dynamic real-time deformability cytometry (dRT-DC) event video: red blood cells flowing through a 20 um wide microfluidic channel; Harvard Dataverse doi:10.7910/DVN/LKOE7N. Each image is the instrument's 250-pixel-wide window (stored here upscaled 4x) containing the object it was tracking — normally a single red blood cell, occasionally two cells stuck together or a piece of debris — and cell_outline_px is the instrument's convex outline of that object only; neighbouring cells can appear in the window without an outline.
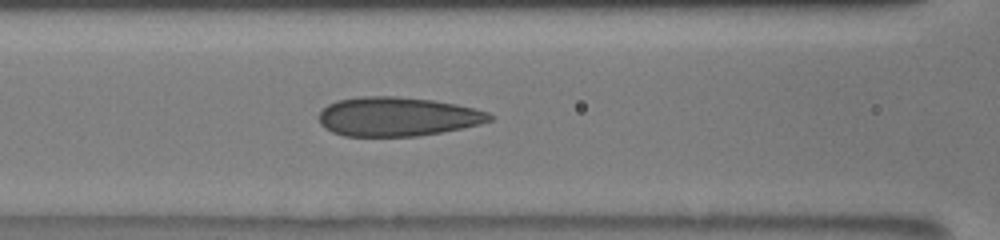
{"species": "human", "species_latin": "Homo sapiens", "temperature_condition": "room temperature", "stored_images_in_passage": 14, "camera_frame_rate_fps": 3000, "um_per_image_px": 0.085, "donor": {"sex": "male"}, "frame": {"image": 1, "passage_image": 14, "time_ms": 8.0, "image_size_px": [1000, 240], "cell_outline_px": [[496, 116], [492, 120], [480, 124], [464, 128], [416, 136], [344, 136], [332, 132], [324, 128], [320, 124], [320, 112], [328, 104], [336, 100], [360, 96], [396, 96], [432, 100], [456, 104], [488, 112]], "centroid_in_image_um": [33.78, 9.91], "position_along_channel_um": 132.8, "area_um2": 39.02}}